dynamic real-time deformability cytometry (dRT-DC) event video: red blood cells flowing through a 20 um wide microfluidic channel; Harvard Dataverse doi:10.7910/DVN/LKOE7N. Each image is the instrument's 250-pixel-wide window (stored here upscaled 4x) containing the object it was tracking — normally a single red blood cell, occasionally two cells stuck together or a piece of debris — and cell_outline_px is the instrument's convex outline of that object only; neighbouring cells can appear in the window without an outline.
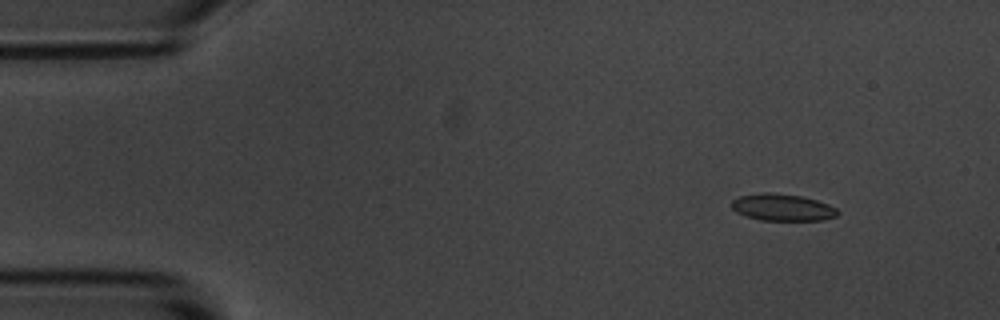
{"species": "common noctule bat (a hibernating species)", "species_latin": "Nyctalus noctula", "temperature_condition": "room temperature", "stored_images_in_passage": 4, "camera_frame_rate_fps": 3000, "um_per_image_px": 0.085, "animal": {"sex": "male", "body_mass_g": 20.1, "forearm_length_mm": 53.5}, "frame": {"image": 1, "passage_image": 1, "time_ms": 0.0, "image_size_px": [1000, 320], "cell_outline_px": [[840, 212], [836, 216], [824, 220], [760, 220], [736, 212], [732, 208], [732, 200], [740, 196], [764, 192], [768, 192], [800, 196], [816, 200], [828, 204], [836, 208]], "centroid_in_image_um": [66.52, 17.63], "position_along_channel_um": 18.5, "area_um2": 16.47}}
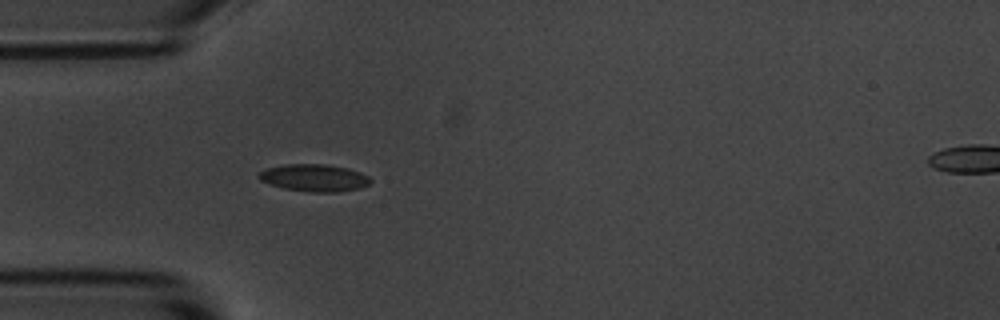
{"frame": {"image": 2, "passage_image": 4, "time_ms": 3.333, "image_size_px": [1000, 320], "cell_outline_px": [[372, 180], [368, 184], [360, 188], [336, 192], [312, 192], [284, 188], [268, 184], [260, 180], [256, 176], [260, 172], [268, 168], [284, 164], [328, 164], [348, 168], [360, 172], [368, 176]], "centroid_in_image_um": [26.7, 15.11], "position_along_channel_um": 58.3, "area_um2": 17.74}}